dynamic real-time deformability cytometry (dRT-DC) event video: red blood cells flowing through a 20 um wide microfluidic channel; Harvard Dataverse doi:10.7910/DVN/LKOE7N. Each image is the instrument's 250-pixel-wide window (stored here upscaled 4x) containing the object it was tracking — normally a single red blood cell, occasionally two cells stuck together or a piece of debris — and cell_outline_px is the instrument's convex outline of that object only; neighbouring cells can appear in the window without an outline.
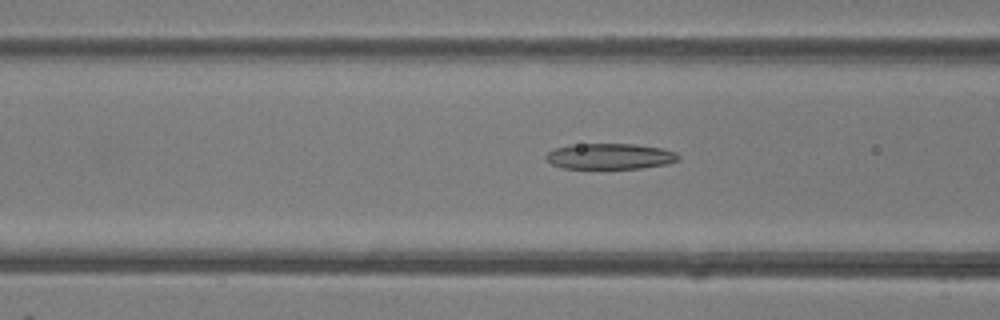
{"species": "common noctule bat (a hibernating species)", "species_latin": "Nyctalus noctula", "temperature_condition": "room temperature", "stored_images_in_passage": 39, "camera_frame_rate_fps": 3000, "um_per_image_px": 0.085, "animal": {"sex": "female"}, "frame": {"image": 1, "passage_image": 10, "time_ms": 3.0, "image_size_px": [1000, 320], "cell_outline_px": [[680, 160], [668, 164], [640, 168], [564, 168], [552, 164], [544, 160], [544, 156], [548, 152], [556, 148], [568, 144], [636, 144], [660, 148], [676, 152], [680, 156]], "centroid_in_image_um": [51.84, 13.28], "position_along_channel_um": 114.8, "area_um2": 20.0}}
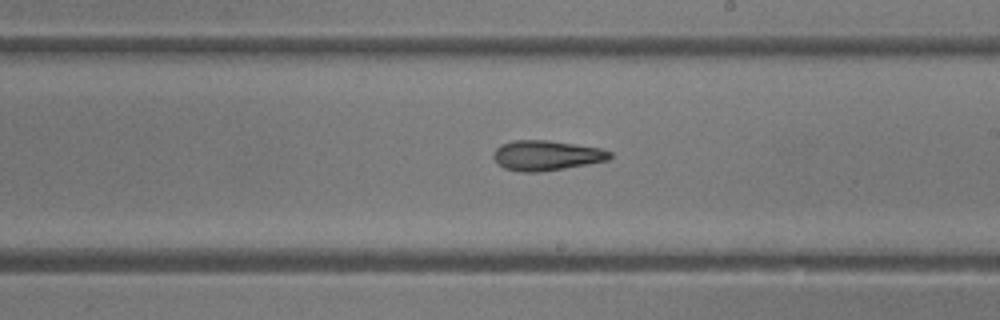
{"frame": {"image": 2, "passage_image": 19, "time_ms": 6.0, "image_size_px": [1000, 320], "cell_outline_px": [[612, 156], [608, 160], [588, 164], [540, 172], [520, 172], [504, 168], [492, 156], [492, 152], [500, 144], [512, 140], [548, 140], [600, 148], [612, 152]], "centroid_in_image_um": [46.42, 13.21], "position_along_channel_um": 242.6, "area_um2": 20.4}}
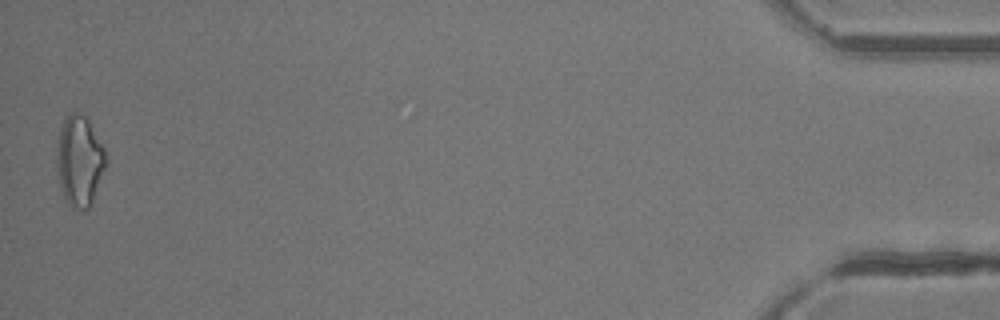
{"frame": {"image": 3, "passage_image": 39, "time_ms": 12.667, "image_size_px": [1000, 320], "cell_outline_px": [[104, 168], [92, 204], [88, 208], [72, 208], [68, 204], [64, 196], [60, 184], [56, 164], [56, 148], [60, 128], [64, 120], [76, 108], [88, 120], [104, 148]], "centroid_in_image_um": [6.72, 13.65], "position_along_channel_um": 428.5, "area_um2": 25.55}, "authors_computed_cell_mechanics": {"area_um2": 20.6346, "velocity_mm_per_s": 4.25, "shape_relaxation_time_tau1_ms": null, "shape_relaxation_time_tau2_ms": 2.5922, "deformation_change_tau1": null, "deformation_change_tau2": 0.1332}}